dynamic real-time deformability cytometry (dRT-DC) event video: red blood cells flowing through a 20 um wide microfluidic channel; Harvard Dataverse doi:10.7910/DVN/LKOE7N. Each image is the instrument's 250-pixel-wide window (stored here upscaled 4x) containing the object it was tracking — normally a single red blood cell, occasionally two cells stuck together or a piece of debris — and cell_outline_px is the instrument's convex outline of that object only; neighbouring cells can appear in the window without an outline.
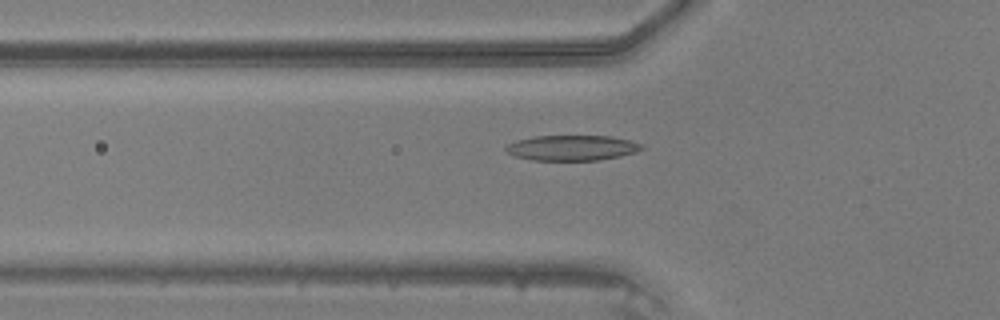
{"species": "common noctule bat (a hibernating species)", "species_latin": "Nyctalus noctula", "temperature_condition": "warm", "stored_images_in_passage": 46, "camera_frame_rate_fps": 3000, "um_per_image_px": 0.085, "animal": {"sex": "male", "body_mass_g": 20.5, "forearm_length_mm": 52.5}, "frame": {"image": 1, "passage_image": 15, "time_ms": 4.667, "image_size_px": [1000, 320], "cell_outline_px": [[644, 148], [636, 152], [620, 156], [600, 160], [532, 160], [516, 156], [508, 152], [504, 148], [508, 144], [516, 140], [532, 136], [612, 136], [644, 144]], "centroid_in_image_um": [48.64, 12.56], "position_along_channel_um": 77.2, "area_um2": 20.06}}
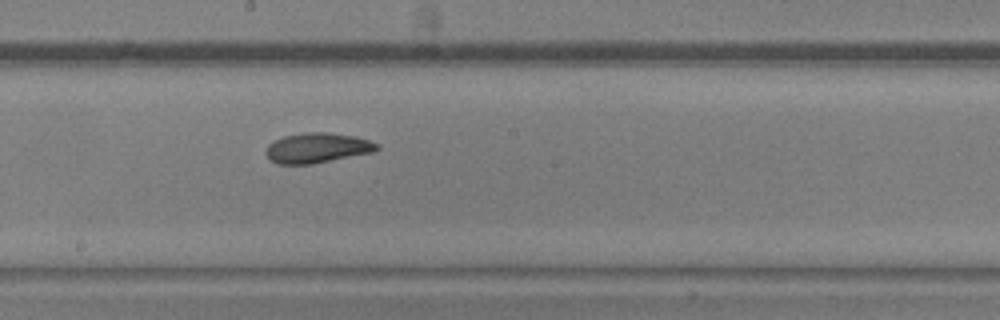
{"frame": {"image": 2, "passage_image": 25, "time_ms": 8.0, "image_size_px": [1000, 320], "cell_outline_px": [[380, 148], [372, 152], [312, 164], [276, 164], [264, 152], [268, 144], [272, 140], [284, 136], [304, 132], [328, 132], [356, 136], [380, 144]], "centroid_in_image_um": [26.95, 12.56], "position_along_channel_um": 221.3, "area_um2": 19.54}}
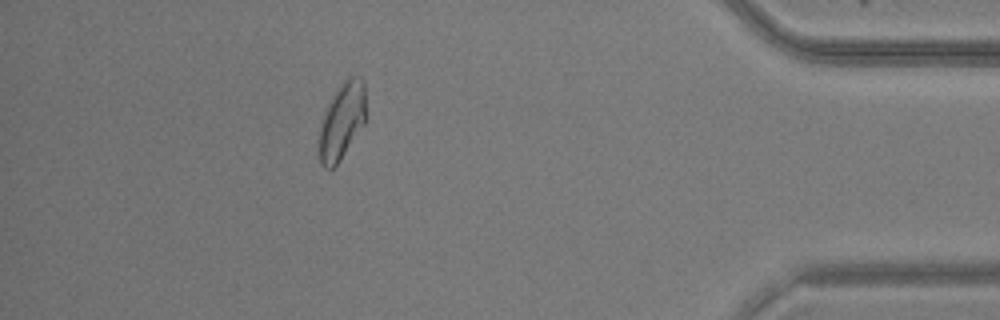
{"frame": {"image": 3, "passage_image": 41, "time_ms": 13.333, "image_size_px": [1000, 320], "cell_outline_px": [[364, 124], [340, 160], [332, 168], [324, 168], [316, 152], [316, 140], [324, 112], [332, 92], [348, 76], [360, 76], [364, 80]], "centroid_in_image_um": [28.99, 10.29], "position_along_channel_um": 406.2, "area_um2": 21.33}}